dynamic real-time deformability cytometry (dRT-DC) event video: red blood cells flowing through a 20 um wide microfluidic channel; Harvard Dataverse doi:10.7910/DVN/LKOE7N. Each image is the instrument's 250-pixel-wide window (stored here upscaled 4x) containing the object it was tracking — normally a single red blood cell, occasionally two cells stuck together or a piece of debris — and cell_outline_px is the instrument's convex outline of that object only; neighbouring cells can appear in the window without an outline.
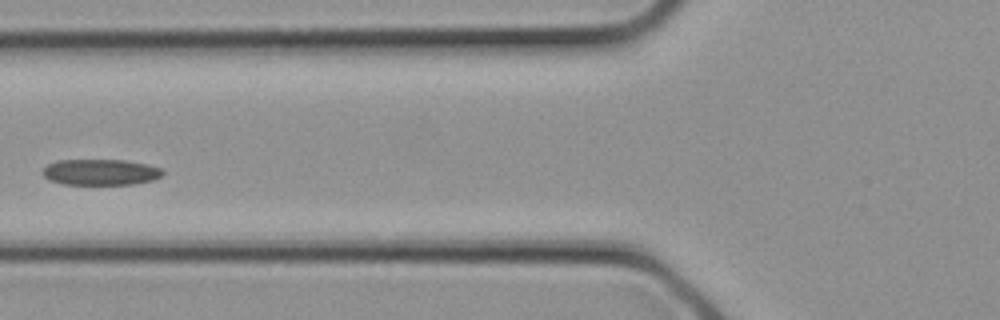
{"species": "common noctule bat (a hibernating species)", "species_latin": "Nyctalus noctula", "temperature_condition": "cold", "stored_images_in_passage": 26, "camera_frame_rate_fps": 3000, "um_per_image_px": 0.085, "animal": {"sex": "female", "body_mass_g": 21.9}, "frame": {"image": 1, "passage_image": 8, "time_ms": 2.333, "image_size_px": [1000, 320], "cell_outline_px": [[164, 172], [160, 176], [152, 180], [132, 184], [64, 184], [48, 180], [40, 172], [48, 164], [56, 160], [124, 160], [148, 164], [160, 168]], "centroid_in_image_um": [8.5, 14.62], "position_along_channel_um": 117.3, "area_um2": 18.15}}
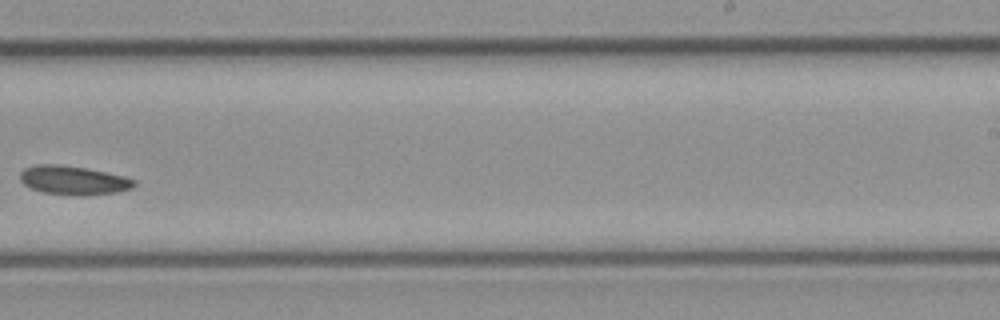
{"frame": {"image": 2, "passage_image": 15, "time_ms": 4.667, "image_size_px": [1000, 320], "cell_outline_px": [[136, 184], [132, 188], [120, 192], [88, 196], [76, 196], [44, 192], [32, 188], [24, 184], [20, 180], [20, 172], [24, 168], [36, 164], [60, 164], [84, 168], [124, 176], [136, 180]], "centroid_in_image_um": [6.26, 15.33], "position_along_channel_um": 282.7, "area_um2": 19.36}}
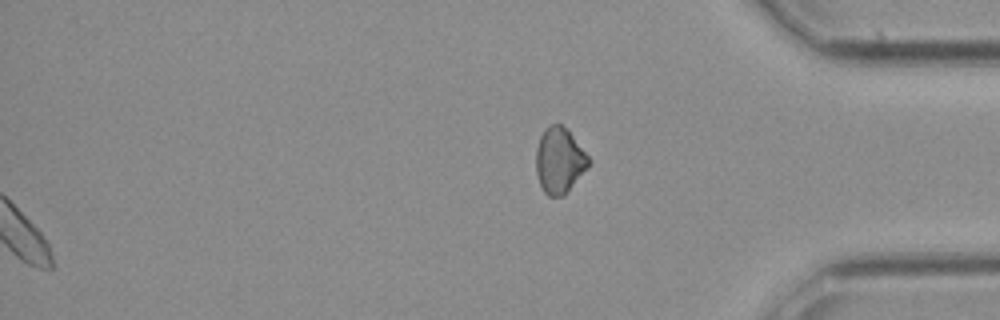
{"frame": {"image": 3, "passage_image": 26, "time_ms": 8.333, "image_size_px": [1000, 320], "cell_outline_px": [[592, 160], [564, 196], [548, 196], [544, 192], [540, 184], [536, 172], [536, 148], [540, 136], [544, 128], [552, 124], [560, 124], [568, 128]], "centroid_in_image_um": [47.54, 13.61], "position_along_channel_um": 387.7, "area_um2": 20.23}}